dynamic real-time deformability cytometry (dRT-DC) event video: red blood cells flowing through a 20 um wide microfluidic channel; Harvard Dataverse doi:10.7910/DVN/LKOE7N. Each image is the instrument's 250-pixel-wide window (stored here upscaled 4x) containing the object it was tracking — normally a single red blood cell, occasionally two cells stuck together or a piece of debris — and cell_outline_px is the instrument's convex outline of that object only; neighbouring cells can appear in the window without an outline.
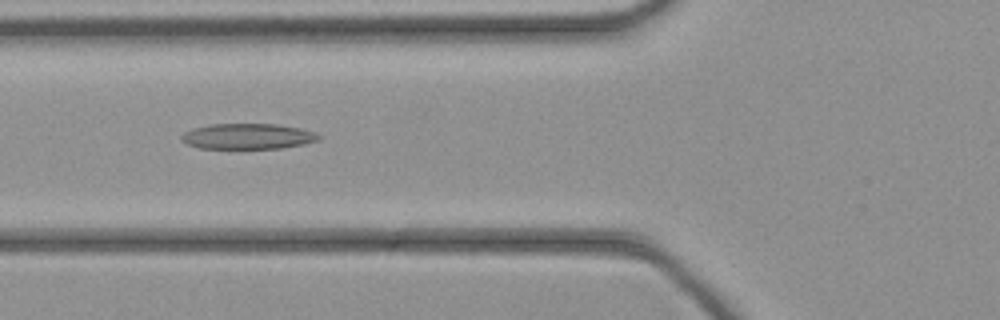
{"species": "common noctule bat (a hibernating species)", "species_latin": "Nyctalus noctula", "temperature_condition": "cold", "stored_images_in_passage": 33, "camera_frame_rate_fps": 3000, "um_per_image_px": 0.085, "animal": {"sex": "female", "body_mass_g": 21.9}, "frame": {"image": 1, "passage_image": 5, "time_ms": 1.333, "image_size_px": [1000, 320], "cell_outline_px": [[320, 140], [304, 144], [280, 148], [200, 148], [188, 144], [180, 136], [184, 132], [192, 128], [212, 124], [276, 124], [300, 128], [312, 132], [320, 136]], "centroid_in_image_um": [21.06, 11.58], "position_along_channel_um": 104.7, "area_um2": 20.23}}
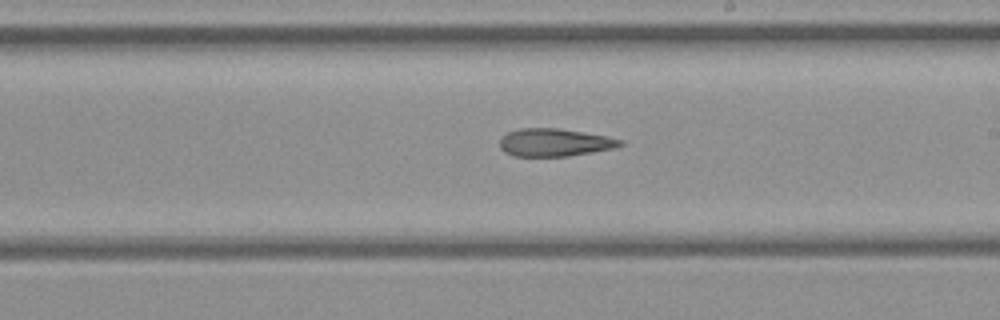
{"frame": {"image": 2, "passage_image": 14, "time_ms": 4.333, "image_size_px": [1000, 320], "cell_outline_px": [[624, 144], [616, 148], [568, 156], [512, 156], [504, 152], [500, 148], [500, 140], [508, 132], [520, 128], [560, 128], [608, 136], [624, 140]], "centroid_in_image_um": [47.17, 12.11], "position_along_channel_um": 241.8, "area_um2": 19.65}}
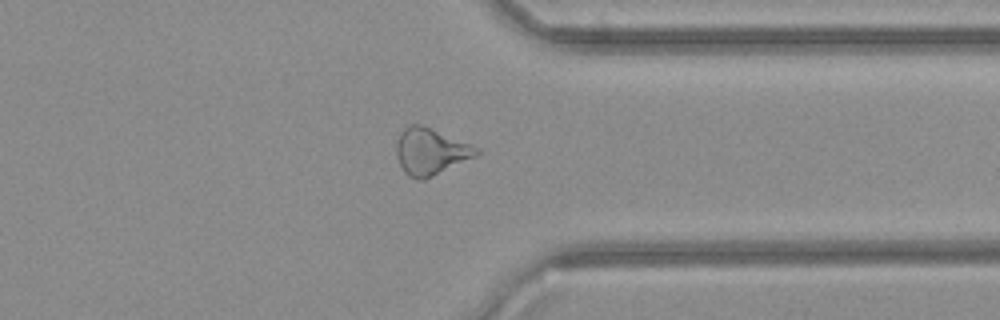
{"frame": {"image": 3, "passage_image": 23, "time_ms": 7.333, "image_size_px": [1000, 320], "cell_outline_px": [[480, 152], [476, 156], [424, 180], [416, 180], [408, 176], [404, 172], [396, 156], [396, 144], [400, 132], [408, 124], [420, 124], [472, 144], [480, 148]], "centroid_in_image_um": [36.59, 12.88], "position_along_channel_um": 374.8, "area_um2": 21.85}}